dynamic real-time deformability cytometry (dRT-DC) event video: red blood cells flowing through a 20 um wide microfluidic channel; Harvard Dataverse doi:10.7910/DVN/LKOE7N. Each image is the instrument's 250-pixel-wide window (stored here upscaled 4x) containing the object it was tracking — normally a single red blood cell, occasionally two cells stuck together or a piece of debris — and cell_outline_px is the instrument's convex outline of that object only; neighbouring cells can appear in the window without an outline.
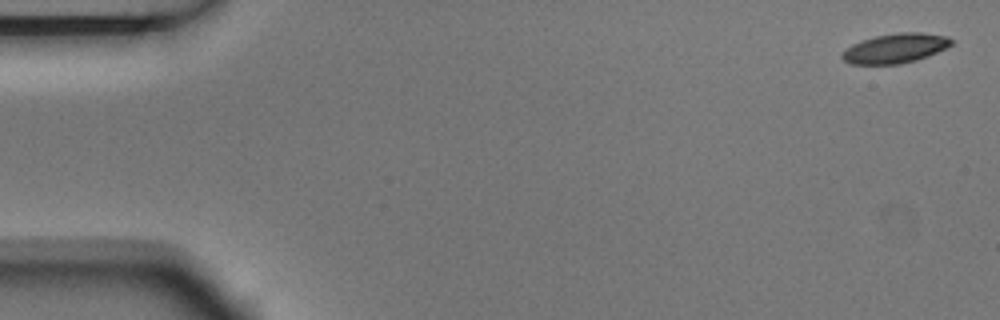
{"species": "Egyptian fruit bat (a non-hibernating species)", "species_latin": "Rousettus aegyptiacus", "temperature_condition": "room temperature", "stored_images_in_passage": 6, "segment_of_instrument_passage": [1, 2], "camera_frame_rate_fps": 3000, "um_per_image_px": 0.085, "animal": {"sex": "male"}, "frame": {"image": 1, "passage_image": 1, "time_ms": 0.0, "image_size_px": [1000, 320], "cell_outline_px": [[952, 44], [928, 56], [916, 60], [900, 64], [848, 64], [840, 56], [840, 52], [852, 44], [876, 36], [896, 32], [920, 32], [948, 36], [952, 40]], "centroid_in_image_um": [76.06, 4.1], "position_along_channel_um": 8.9, "area_um2": 18.84}}
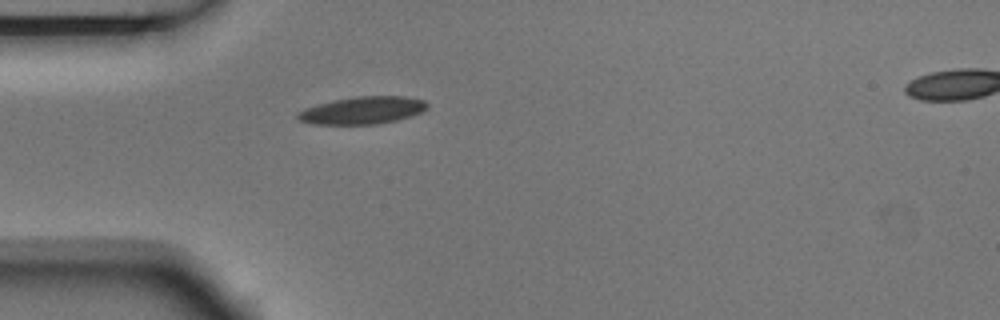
{"frame": {"image": 2, "passage_image": 5, "time_ms": 1.333, "image_size_px": [1000, 320], "cell_outline_px": [[428, 108], [420, 112], [396, 120], [376, 124], [312, 124], [300, 120], [296, 116], [304, 108], [332, 100], [352, 96], [404, 96], [424, 100], [428, 104]], "centroid_in_image_um": [30.81, 9.36], "position_along_channel_um": 54.2, "area_um2": 20.58}}